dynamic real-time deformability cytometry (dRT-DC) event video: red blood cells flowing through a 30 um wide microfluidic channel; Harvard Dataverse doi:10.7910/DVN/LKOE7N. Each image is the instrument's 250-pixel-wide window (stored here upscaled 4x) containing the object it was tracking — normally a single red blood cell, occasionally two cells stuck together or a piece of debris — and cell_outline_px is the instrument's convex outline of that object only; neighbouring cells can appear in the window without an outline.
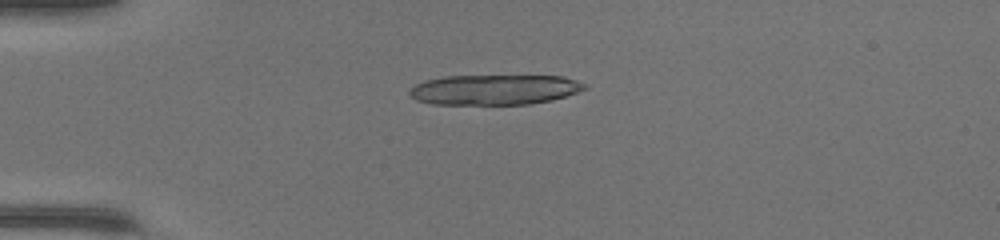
{"species": "common noctule bat (a hibernating species)", "species_latin": "Nyctalus noctula", "temperature_condition": "warm", "stored_images_in_passage": 26, "camera_frame_rate_fps": 3000, "um_per_image_px": 0.085, "animal": {"sex": "female", "body_mass_g": 17.0, "forearm_length_mm": 48.0}, "frame": {"image": 1, "passage_image": 1, "time_ms": 0.0, "image_size_px": [1000, 240], "cell_outline_px": [[588, 88], [552, 100], [528, 104], [432, 104], [416, 100], [408, 92], [416, 84], [424, 80], [444, 76], [564, 76], [588, 84]], "centroid_in_image_um": [42.04, 7.61], "position_along_channel_um": 43.0, "area_um2": 30.75}}